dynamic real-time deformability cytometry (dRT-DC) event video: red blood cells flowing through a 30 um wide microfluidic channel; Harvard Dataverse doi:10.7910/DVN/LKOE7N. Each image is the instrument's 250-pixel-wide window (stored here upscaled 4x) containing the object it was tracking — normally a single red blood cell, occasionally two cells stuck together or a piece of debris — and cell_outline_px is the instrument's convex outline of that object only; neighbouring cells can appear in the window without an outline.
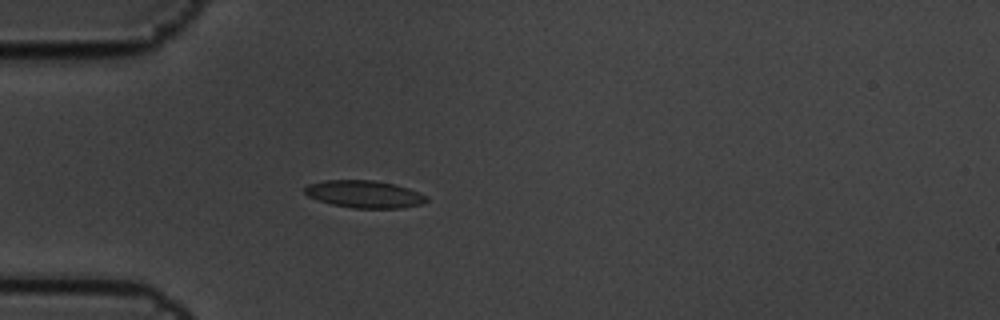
{"species": "common noctule bat (a hibernating species)", "species_latin": "Nyctalus noctula", "temperature_condition": "cold", "stored_images_in_passage": 4, "camera_frame_rate_fps": 3000, "um_per_image_px": 0.085, "animal": {"sex": "male", "body_mass_g": 19.5, "forearm_length_mm": 54.6}, "frame": {"image": 1, "passage_image": 4, "time_ms": 1.0, "image_size_px": [1000, 320], "cell_outline_px": [[428, 200], [424, 204], [404, 208], [352, 208], [332, 204], [308, 196], [304, 192], [304, 188], [308, 184], [324, 180], [372, 180], [396, 184], [408, 188], [428, 196]], "centroid_in_image_um": [31.01, 16.5], "position_along_channel_um": 54.0, "area_um2": 19.54}}